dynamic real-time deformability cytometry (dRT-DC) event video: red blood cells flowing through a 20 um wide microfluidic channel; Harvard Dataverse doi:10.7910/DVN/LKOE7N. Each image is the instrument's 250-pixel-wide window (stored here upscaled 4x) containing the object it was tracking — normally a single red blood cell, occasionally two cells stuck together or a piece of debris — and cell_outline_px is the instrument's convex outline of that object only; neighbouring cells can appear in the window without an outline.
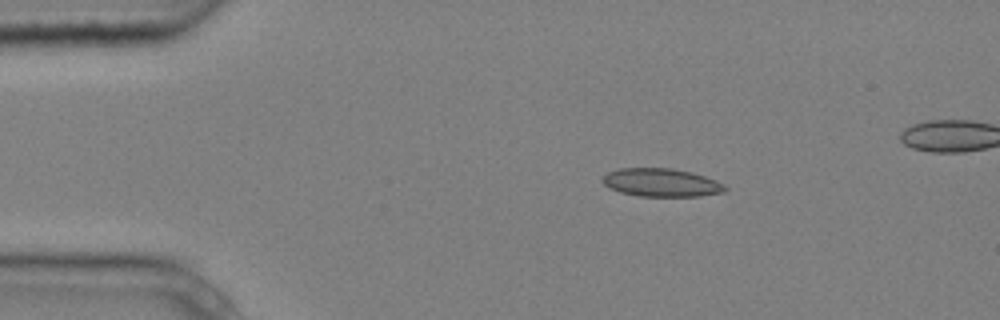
{"species": "common noctule bat (a hibernating species)", "species_latin": "Nyctalus noctula", "temperature_condition": "cold", "stored_images_in_passage": 6, "camera_frame_rate_fps": 3000, "um_per_image_px": 0.085, "animal": {"sex": "male", "body_mass_g": 20.4}, "frame": {"image": 1, "passage_image": 3, "time_ms": 0.667, "image_size_px": [1000, 320], "cell_outline_px": [[728, 188], [724, 192], [700, 196], [640, 196], [620, 192], [608, 188], [600, 180], [608, 172], [620, 168], [672, 168], [692, 172], [716, 180], [724, 184]], "centroid_in_image_um": [56.21, 15.52], "position_along_channel_um": 28.8, "area_um2": 20.23}}
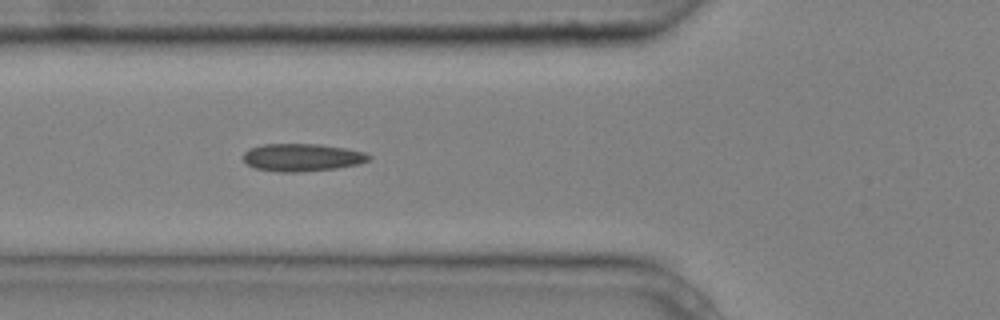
{"frame": {"image": 2, "passage_image": 6, "time_ms": 1.667, "image_size_px": [1000, 320], "cell_outline_px": [[372, 156], [368, 160], [360, 164], [336, 168], [300, 172], [280, 172], [256, 168], [248, 164], [244, 160], [244, 152], [248, 148], [264, 144], [316, 144], [344, 148], [364, 152]], "centroid_in_image_um": [25.68, 13.38], "position_along_channel_um": 100.1, "area_um2": 20.11}}